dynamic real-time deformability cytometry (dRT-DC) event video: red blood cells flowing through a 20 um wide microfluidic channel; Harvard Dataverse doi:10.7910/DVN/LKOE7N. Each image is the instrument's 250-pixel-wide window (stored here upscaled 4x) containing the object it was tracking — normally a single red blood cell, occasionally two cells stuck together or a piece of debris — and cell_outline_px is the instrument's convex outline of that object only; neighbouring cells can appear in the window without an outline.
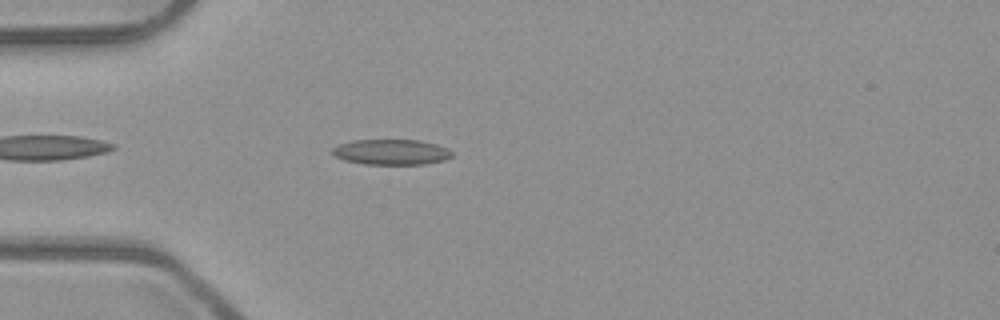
{"species": "common noctule bat (a hibernating species)", "species_latin": "Nyctalus noctula", "temperature_condition": "room temperature", "stored_images_in_passage": 5, "camera_frame_rate_fps": 3000, "um_per_image_px": 0.085, "animal": {"sex": "male", "body_mass_g": 23.1, "forearm_length_mm": 52.7}, "frame": {"image": 1, "passage_image": 5, "time_ms": 1.333, "image_size_px": [1000, 320], "cell_outline_px": [[452, 156], [444, 160], [424, 164], [364, 164], [344, 160], [336, 156], [332, 152], [332, 148], [340, 144], [352, 140], [420, 140], [436, 144], [448, 148], [452, 152]], "centroid_in_image_um": [33.27, 12.92], "position_along_channel_um": 51.7, "area_um2": 17.69}}